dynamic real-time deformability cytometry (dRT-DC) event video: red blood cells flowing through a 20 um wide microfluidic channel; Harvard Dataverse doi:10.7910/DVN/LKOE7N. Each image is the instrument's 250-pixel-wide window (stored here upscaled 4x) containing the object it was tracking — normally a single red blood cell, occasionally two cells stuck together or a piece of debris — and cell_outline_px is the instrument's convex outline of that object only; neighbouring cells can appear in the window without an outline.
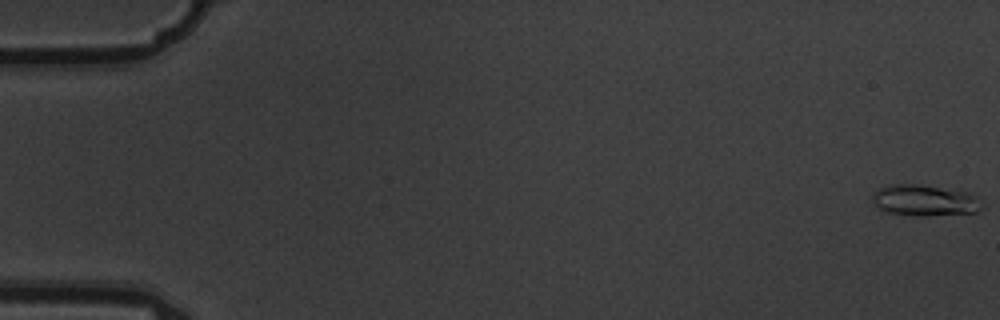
{"species": "common noctule bat (a hibernating species)", "species_latin": "Nyctalus noctula", "temperature_condition": "warm", "stored_images_in_passage": 7, "camera_frame_rate_fps": 3000, "um_per_image_px": 0.085, "animal": {"sex": "male", "body_mass_g": 19.5, "forearm_length_mm": 54.6}, "frame": {"image": 1, "passage_image": 1, "time_ms": 0.0, "image_size_px": [1000, 320], "cell_outline_px": [[984, 208], [976, 212], [928, 216], [912, 216], [888, 212], [880, 208], [872, 200], [872, 196], [880, 188], [888, 184], [920, 184], [960, 188], [984, 200]], "centroid_in_image_um": [78.72, 17.01], "position_along_channel_um": 6.3, "area_um2": 20.58}}
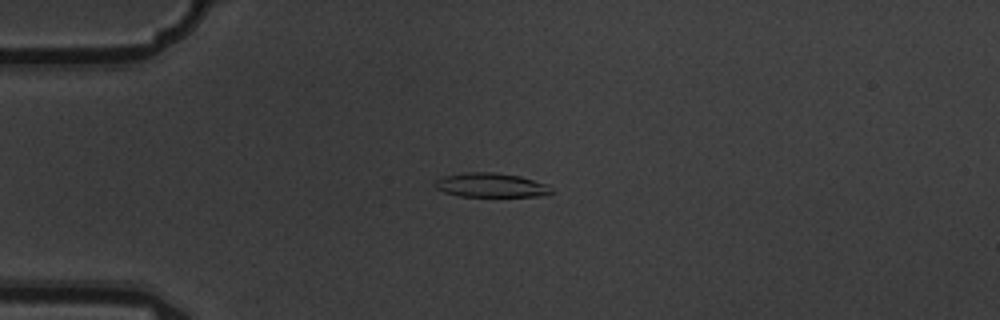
{"frame": {"image": 2, "passage_image": 5, "time_ms": 1.333, "image_size_px": [1000, 320], "cell_outline_px": [[552, 192], [540, 196], [460, 196], [444, 192], [436, 188], [432, 184], [436, 180], [444, 176], [464, 172], [496, 172], [520, 176], [548, 184], [552, 188]], "centroid_in_image_um": [41.72, 15.73], "position_along_channel_um": 43.3, "area_um2": 16.47}}
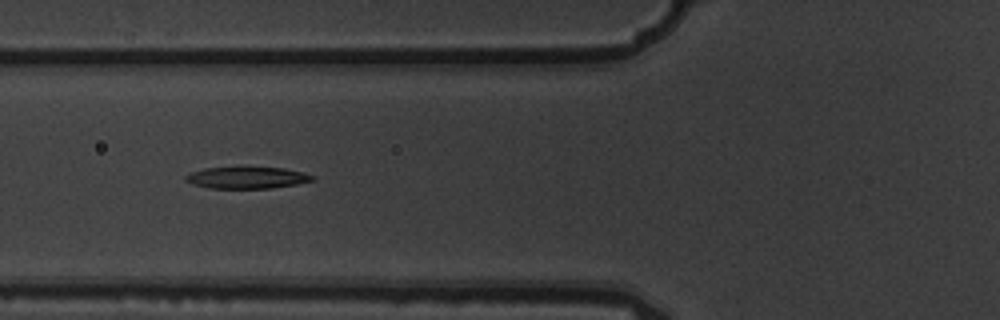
{"frame": {"image": 3, "passage_image": 7, "time_ms": 2.0, "image_size_px": [1000, 320], "cell_outline_px": [[316, 180], [296, 184], [272, 188], [208, 188], [192, 184], [184, 180], [184, 176], [188, 172], [204, 168], [240, 164], [284, 168], [304, 172], [316, 176]], "centroid_in_image_um": [20.96, 15.05], "position_along_channel_um": 104.8, "area_um2": 17.22}}